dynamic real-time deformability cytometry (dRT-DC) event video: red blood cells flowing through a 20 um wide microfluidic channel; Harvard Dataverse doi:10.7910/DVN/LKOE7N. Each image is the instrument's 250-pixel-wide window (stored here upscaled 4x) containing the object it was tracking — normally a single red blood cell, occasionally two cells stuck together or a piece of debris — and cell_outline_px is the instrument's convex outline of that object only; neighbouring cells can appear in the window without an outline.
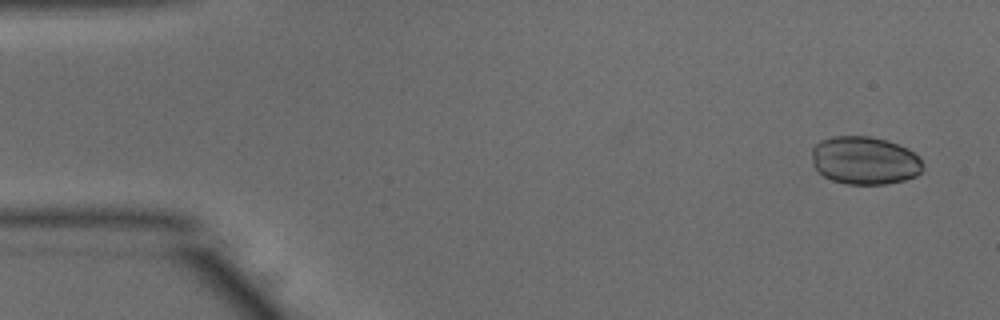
{"species": "common noctule bat (a hibernating species)", "species_latin": "Nyctalus noctula", "temperature_condition": "warm", "stored_images_in_passage": 52, "camera_frame_rate_fps": 3000, "um_per_image_px": 0.085, "animal": {"sex": "male", "body_mass_g": 15.6}, "frame": {"image": 1, "passage_image": 3, "time_ms": 0.667, "image_size_px": [1000, 320], "cell_outline_px": [[924, 168], [916, 176], [904, 180], [884, 184], [848, 184], [832, 180], [824, 176], [812, 164], [812, 148], [820, 140], [832, 136], [868, 136], [888, 140], [908, 148], [920, 156], [924, 164]], "centroid_in_image_um": [73.52, 13.63], "position_along_channel_um": 11.5, "area_um2": 31.39}}
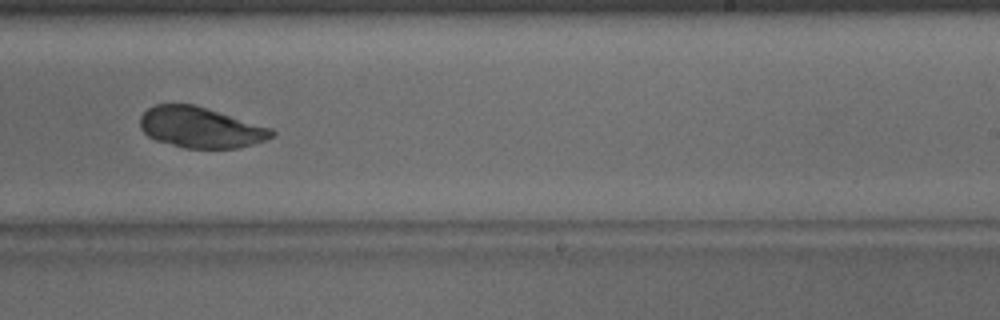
{"frame": {"image": 2, "passage_image": 32, "time_ms": 10.333, "image_size_px": [1000, 320], "cell_outline_px": [[276, 132], [272, 136], [256, 144], [236, 148], [184, 148], [156, 140], [148, 136], [140, 128], [140, 116], [148, 108], [156, 104], [196, 104], [272, 128]], "centroid_in_image_um": [17.05, 10.83], "position_along_channel_um": 272.0, "area_um2": 31.39}}
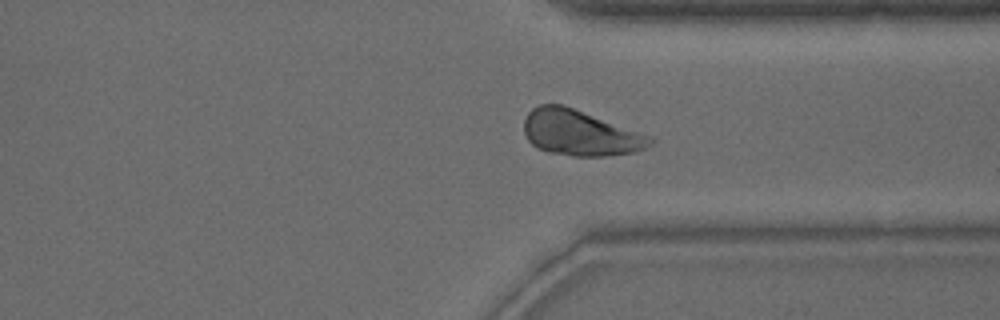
{"frame": {"image": 3, "passage_image": 39, "time_ms": 12.667, "image_size_px": [1000, 320], "cell_outline_px": [[656, 140], [652, 144], [644, 148], [632, 152], [604, 156], [572, 156], [548, 152], [536, 148], [528, 140], [524, 132], [524, 120], [528, 112], [532, 108], [540, 104], [564, 104], [652, 136]], "centroid_in_image_um": [49.29, 11.29], "position_along_channel_um": 362.1, "area_um2": 33.76}}